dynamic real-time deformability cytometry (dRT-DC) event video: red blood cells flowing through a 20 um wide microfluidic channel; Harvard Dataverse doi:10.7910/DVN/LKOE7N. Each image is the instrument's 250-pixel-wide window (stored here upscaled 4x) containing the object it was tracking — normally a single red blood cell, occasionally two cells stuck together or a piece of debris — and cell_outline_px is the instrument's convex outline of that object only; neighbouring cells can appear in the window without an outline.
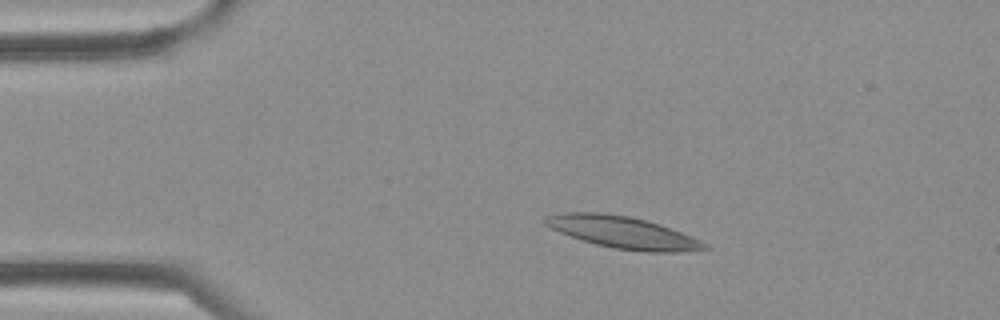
{"species": "Egyptian fruit bat (a non-hibernating species)", "species_latin": "Rousettus aegyptiacus", "temperature_condition": "cold", "stored_images_in_passage": 31, "camera_frame_rate_fps": 3000, "um_per_image_px": 0.085, "frame": {"image": 1, "passage_image": 1, "time_ms": 0.0, "image_size_px": [1000, 320], "cell_outline_px": [[712, 248], [680, 252], [648, 252], [612, 248], [596, 244], [560, 232], [544, 224], [544, 220], [548, 216], [564, 212], [600, 212], [628, 216], [660, 224], [700, 240], [708, 244]], "centroid_in_image_um": [52.98, 19.76], "position_along_channel_um": 32.0, "area_um2": 29.3}}
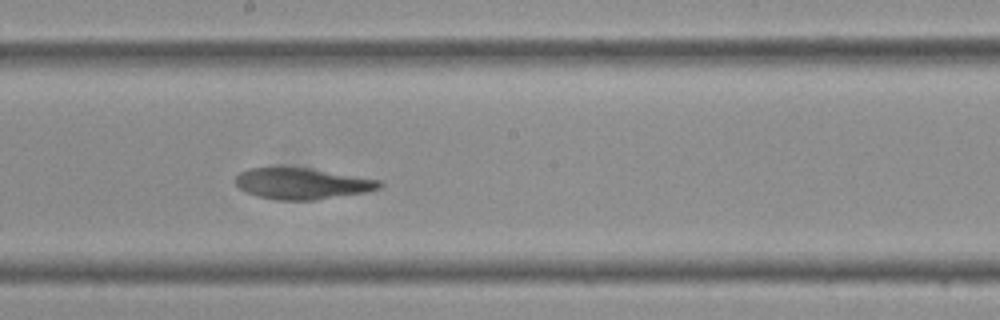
{"frame": {"image": 2, "passage_image": 14, "time_ms": 4.333, "image_size_px": [1000, 320], "cell_outline_px": [[384, 184], [380, 188], [368, 192], [316, 200], [280, 200], [256, 196], [244, 192], [236, 184], [236, 176], [240, 172], [248, 168], [308, 168], [380, 180]], "centroid_in_image_um": [25.69, 15.62], "position_along_channel_um": 222.5, "area_um2": 26.07}}
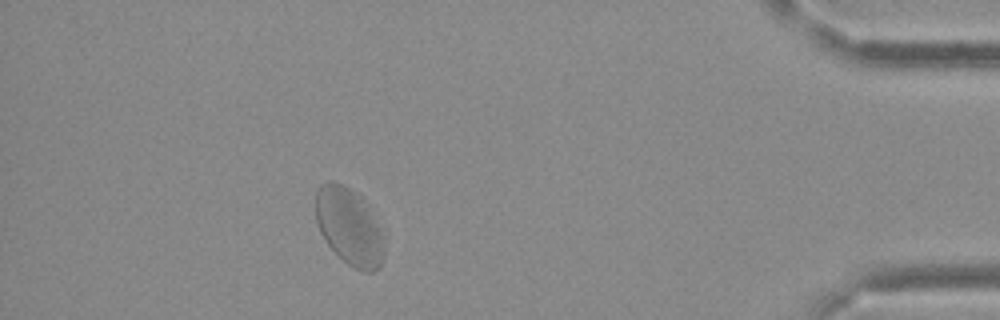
{"frame": {"image": 3, "passage_image": 27, "time_ms": 8.667, "image_size_px": [1000, 320], "cell_outline_px": [[384, 260], [380, 268], [372, 272], [364, 272], [348, 264], [328, 244], [320, 232], [316, 220], [316, 192], [320, 184], [328, 180], [332, 180], [344, 184], [356, 192], [364, 200], [384, 236]], "centroid_in_image_um": [29.69, 19.24], "position_along_channel_um": 405.5, "area_um2": 30.87}}